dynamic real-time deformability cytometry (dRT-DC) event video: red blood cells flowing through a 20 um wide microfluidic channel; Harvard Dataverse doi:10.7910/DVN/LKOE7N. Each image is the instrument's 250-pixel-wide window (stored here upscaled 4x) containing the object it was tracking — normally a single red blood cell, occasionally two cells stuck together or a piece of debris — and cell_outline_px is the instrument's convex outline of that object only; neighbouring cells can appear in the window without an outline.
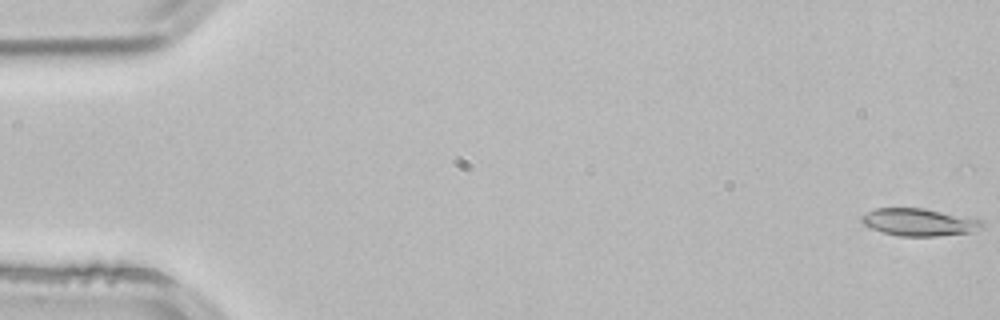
{"species": "common noctule bat (a hibernating species)", "species_latin": "Nyctalus noctula", "temperature_condition": "room temperature", "stored_images_in_passage": 4, "camera_frame_rate_fps": 3000, "um_per_image_px": 0.085, "animal": {"sex": "male", "body_mass_g": 21.5, "forearm_length_mm": 52.0}, "frame": {"image": 1, "passage_image": 1, "time_ms": 0.0, "image_size_px": [1000, 320], "cell_outline_px": [[984, 224], [980, 228], [972, 232], [936, 236], [900, 236], [880, 232], [864, 224], [860, 220], [860, 216], [876, 208], [924, 208], [984, 220]], "centroid_in_image_um": [78.12, 18.88], "position_along_channel_um": 6.9, "area_um2": 19.25}}